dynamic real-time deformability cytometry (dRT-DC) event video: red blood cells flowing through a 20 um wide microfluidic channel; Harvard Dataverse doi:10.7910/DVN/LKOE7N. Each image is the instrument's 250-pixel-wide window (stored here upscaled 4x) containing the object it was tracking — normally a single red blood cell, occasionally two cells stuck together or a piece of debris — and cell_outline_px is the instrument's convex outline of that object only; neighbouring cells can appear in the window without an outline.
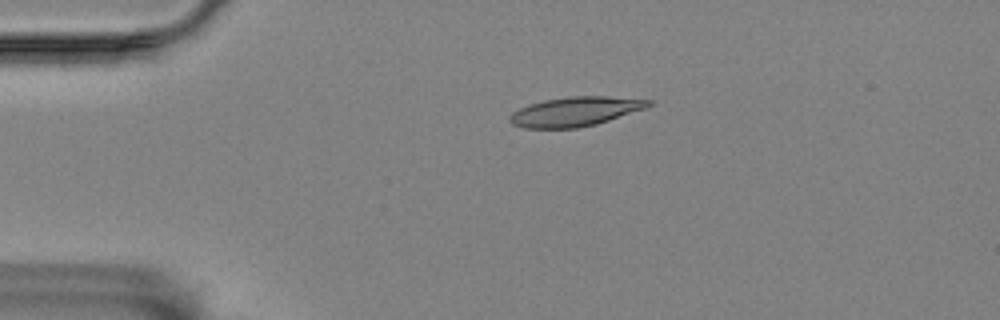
{"species": "Egyptian fruit bat (a non-hibernating species)", "species_latin": "Rousettus aegyptiacus", "temperature_condition": "room temperature", "stored_images_in_passage": 46, "camera_frame_rate_fps": 3000, "um_per_image_px": 0.085, "animal": {"sex": "female"}, "frame": {"image": 1, "passage_image": 1, "time_ms": 0.0, "image_size_px": [1000, 320], "cell_outline_px": [[652, 104], [644, 108], [596, 124], [576, 128], [524, 128], [512, 124], [508, 120], [508, 116], [512, 112], [528, 104], [544, 100], [568, 96], [608, 96], [652, 100]], "centroid_in_image_um": [48.83, 9.47], "position_along_channel_um": 36.2, "area_um2": 23.64}}
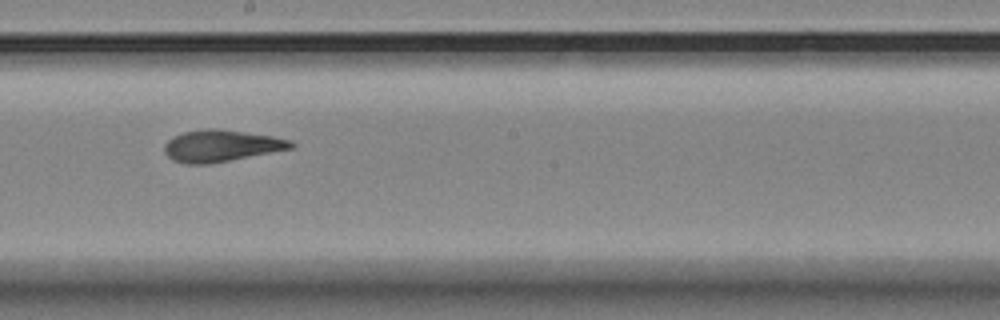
{"frame": {"image": 2, "passage_image": 21, "time_ms": 6.667, "image_size_px": [1000, 320], "cell_outline_px": [[296, 144], [292, 148], [208, 164], [184, 164], [172, 160], [164, 152], [164, 144], [168, 140], [184, 132], [204, 128], [216, 128], [272, 136], [292, 140]], "centroid_in_image_um": [18.78, 12.39], "position_along_channel_um": 229.4, "area_um2": 23.24}}
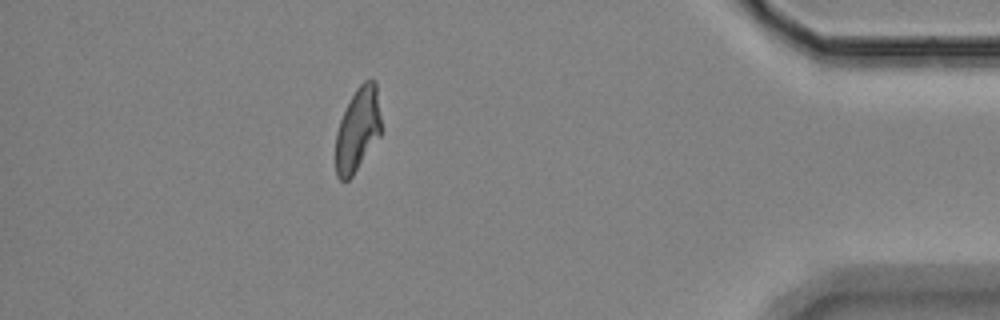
{"frame": {"image": 3, "passage_image": 40, "time_ms": 13.0, "image_size_px": [1000, 320], "cell_outline_px": [[380, 136], [352, 176], [348, 180], [340, 180], [336, 176], [336, 132], [340, 120], [356, 88], [364, 80], [376, 80], [380, 116]], "centroid_in_image_um": [30.4, 11.01], "position_along_channel_um": 404.8, "area_um2": 21.96}, "authors_computed_cell_mechanics": {"area_um2": 23.0044, "velocity_mm_per_s": 3.4478, "shape_relaxation_time_tau1_ms": 10.2502, "shape_relaxation_time_tau2_ms": 2.1405, "deformation_change_tau1": 0.252, "deformation_change_tau2": 0.1021}}